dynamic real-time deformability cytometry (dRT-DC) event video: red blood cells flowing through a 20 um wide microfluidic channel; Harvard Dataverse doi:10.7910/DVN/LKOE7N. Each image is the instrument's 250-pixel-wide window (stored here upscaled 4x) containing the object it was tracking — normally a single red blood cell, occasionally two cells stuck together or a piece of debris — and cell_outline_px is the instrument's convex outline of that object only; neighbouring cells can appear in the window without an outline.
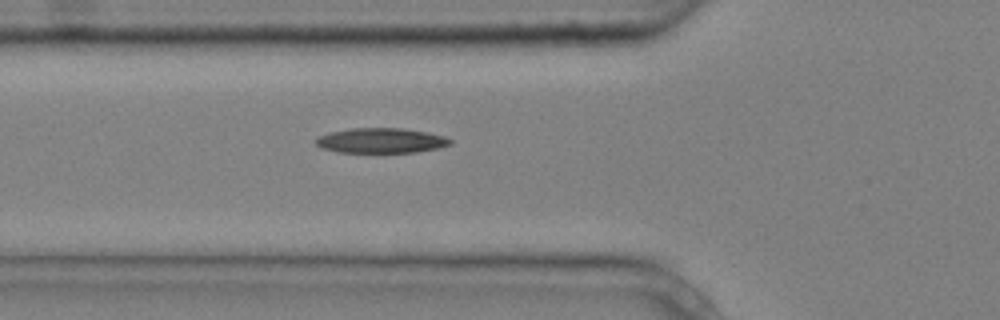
{"species": "common noctule bat (a hibernating species)", "species_latin": "Nyctalus noctula", "temperature_condition": "cold", "stored_images_in_passage": 4, "camera_frame_rate_fps": 3000, "um_per_image_px": 0.085, "animal": {"sex": "male", "body_mass_g": 20.4}, "frame": {"image": 1, "passage_image": 4, "time_ms": 1.0, "image_size_px": [1000, 320], "cell_outline_px": [[452, 144], [436, 148], [416, 152], [336, 152], [320, 148], [316, 144], [316, 136], [332, 132], [352, 128], [404, 128], [444, 136], [452, 140]], "centroid_in_image_um": [32.35, 11.95], "position_along_channel_um": 93.4, "area_um2": 19.48}}